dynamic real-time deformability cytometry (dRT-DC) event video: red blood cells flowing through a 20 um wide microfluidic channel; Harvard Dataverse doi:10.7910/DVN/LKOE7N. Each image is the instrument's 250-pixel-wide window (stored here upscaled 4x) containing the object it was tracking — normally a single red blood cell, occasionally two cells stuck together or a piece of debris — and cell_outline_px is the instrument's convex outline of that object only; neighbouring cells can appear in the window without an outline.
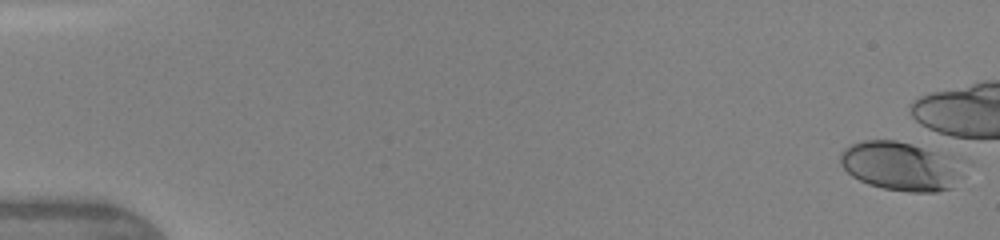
{"species": "human", "species_latin": "Homo sapiens", "temperature_condition": "warm", "stored_images_in_passage": 2, "camera_frame_rate_fps": 3000, "um_per_image_px": 0.085, "donor": {"sex": "female"}, "frame": {"image": 1, "passage_image": 1, "time_ms": 0.0, "image_size_px": [1000, 240], "cell_outline_px": [[972, 164], [964, 176], [952, 188], [936, 192], [908, 192], [884, 188], [868, 184], [852, 176], [840, 164], [840, 152], [844, 148], [852, 144], [864, 140], [896, 140], [912, 144], [972, 160]], "centroid_in_image_um": [76.77, 14.11], "position_along_channel_um": 8.2, "area_um2": 36.65}}